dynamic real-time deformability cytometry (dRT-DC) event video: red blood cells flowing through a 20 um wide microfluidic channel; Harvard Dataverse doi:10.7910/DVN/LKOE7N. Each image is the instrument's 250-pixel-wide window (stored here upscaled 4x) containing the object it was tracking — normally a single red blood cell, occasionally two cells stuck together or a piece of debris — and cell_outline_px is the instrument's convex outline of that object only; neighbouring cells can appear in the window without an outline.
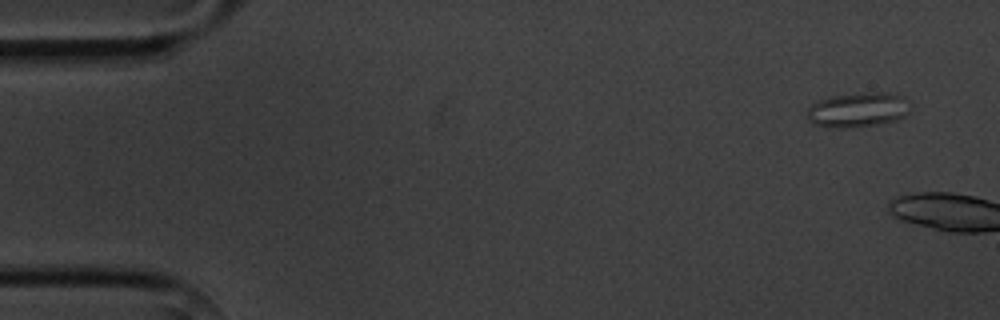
{"species": "common noctule bat (a hibernating species)", "species_latin": "Nyctalus noctula", "temperature_condition": "cold", "stored_images_in_passage": 2, "camera_frame_rate_fps": 3000, "um_per_image_px": 0.085, "animal": {"sex": "male", "body_mass_g": 20.1, "forearm_length_mm": 53.5}, "frame": {"image": 1, "passage_image": 1, "time_ms": 0.0, "image_size_px": [1000, 320], "cell_outline_px": [[912, 112], [900, 120], [876, 124], [844, 128], [836, 128], [812, 124], [808, 120], [808, 108], [816, 100], [832, 96], [864, 92], [896, 92], [904, 96], [912, 108]], "centroid_in_image_um": [73.0, 9.32], "position_along_channel_um": 12.0, "area_um2": 21.44}}